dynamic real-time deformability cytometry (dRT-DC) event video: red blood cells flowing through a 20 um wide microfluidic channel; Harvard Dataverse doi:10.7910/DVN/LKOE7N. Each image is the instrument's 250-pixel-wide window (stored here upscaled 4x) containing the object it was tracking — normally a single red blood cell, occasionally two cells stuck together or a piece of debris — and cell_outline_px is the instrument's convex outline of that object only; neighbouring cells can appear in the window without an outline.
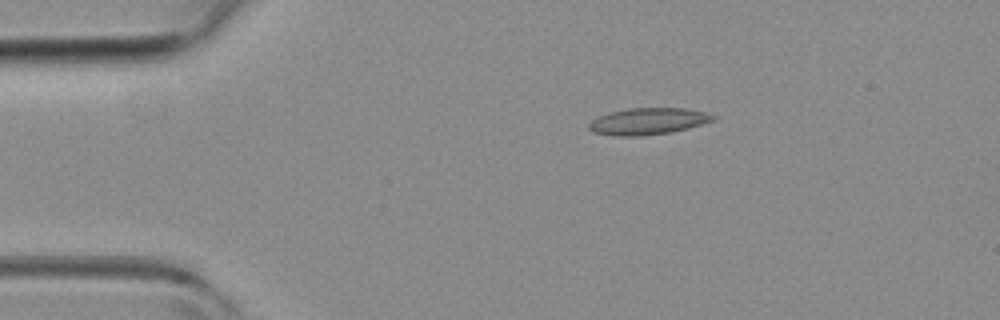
{"species": "common noctule bat (a hibernating species)", "species_latin": "Nyctalus noctula", "temperature_condition": "room temperature", "stored_images_in_passage": 3, "camera_frame_rate_fps": 3000, "um_per_image_px": 0.085, "animal": {"sex": "female", "body_mass_g": 19.3, "forearm_length_mm": 54.1}, "frame": {"image": 1, "passage_image": 2, "time_ms": 1.0, "image_size_px": [1000, 320], "cell_outline_px": [[716, 120], [688, 128], [672, 132], [640, 136], [616, 136], [592, 132], [588, 128], [588, 124], [592, 120], [600, 116], [612, 112], [628, 108], [688, 108], [704, 112], [716, 116]], "centroid_in_image_um": [55.1, 10.31], "position_along_channel_um": 29.9, "area_um2": 19.31}}